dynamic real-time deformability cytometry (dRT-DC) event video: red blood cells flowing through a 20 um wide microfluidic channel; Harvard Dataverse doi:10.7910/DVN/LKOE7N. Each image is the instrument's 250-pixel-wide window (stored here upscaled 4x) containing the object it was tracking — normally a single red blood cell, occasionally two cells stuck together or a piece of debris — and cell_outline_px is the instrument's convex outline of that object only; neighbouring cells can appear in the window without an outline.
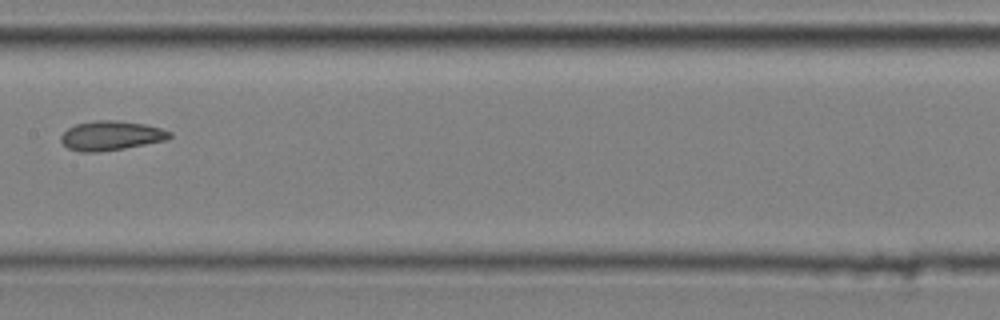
{"species": "common noctule bat (a hibernating species)", "species_latin": "Nyctalus noctula", "temperature_condition": "cold", "stored_images_in_passage": 9, "camera_frame_rate_fps": 3000, "um_per_image_px": 0.085, "animal": {"sex": "male", "body_mass_g": 20.4}, "frame": {"image": 1, "passage_image": 6, "time_ms": 1.667, "image_size_px": [1000, 320], "cell_outline_px": [[172, 136], [168, 140], [124, 148], [96, 152], [80, 152], [68, 148], [60, 140], [60, 136], [68, 128], [76, 124], [96, 120], [116, 120], [144, 124], [160, 128], [172, 132]], "centroid_in_image_um": [9.45, 11.53], "position_along_channel_um": 198.0, "area_um2": 18.61}}
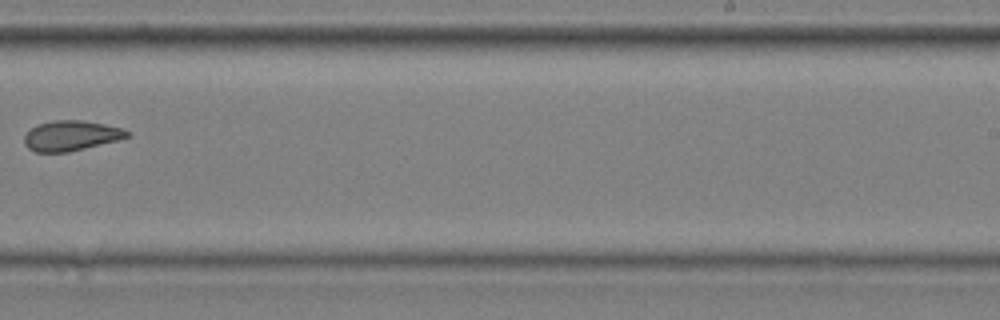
{"frame": {"image": 2, "passage_image": 8, "time_ms": 2.333, "image_size_px": [1000, 320], "cell_outline_px": [[132, 136], [120, 140], [68, 152], [36, 152], [28, 148], [24, 144], [24, 136], [36, 124], [52, 120], [84, 120], [104, 124], [120, 128], [128, 132]], "centroid_in_image_um": [6.04, 11.53], "position_along_channel_um": 283.0, "area_um2": 18.15}}
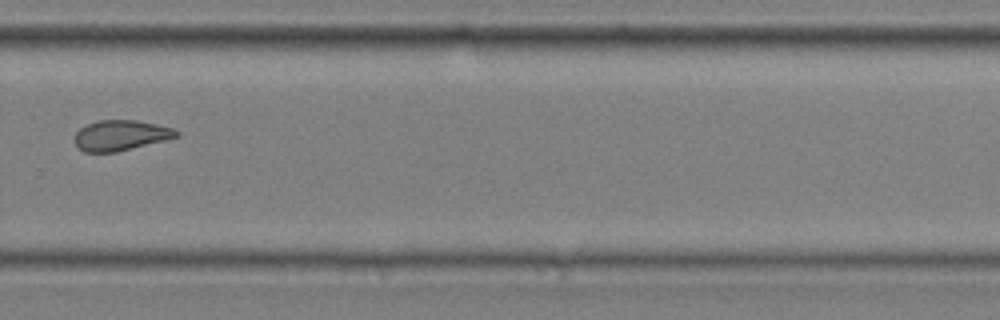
{"frame": {"image": 3, "passage_image": 9, "time_ms": 2.667, "image_size_px": [1000, 320], "cell_outline_px": [[180, 136], [116, 152], [84, 152], [76, 148], [76, 132], [80, 128], [88, 124], [100, 120], [136, 120], [156, 124], [172, 128], [180, 132]], "centroid_in_image_um": [10.26, 11.51], "position_along_channel_um": 319.5, "area_um2": 17.86}}